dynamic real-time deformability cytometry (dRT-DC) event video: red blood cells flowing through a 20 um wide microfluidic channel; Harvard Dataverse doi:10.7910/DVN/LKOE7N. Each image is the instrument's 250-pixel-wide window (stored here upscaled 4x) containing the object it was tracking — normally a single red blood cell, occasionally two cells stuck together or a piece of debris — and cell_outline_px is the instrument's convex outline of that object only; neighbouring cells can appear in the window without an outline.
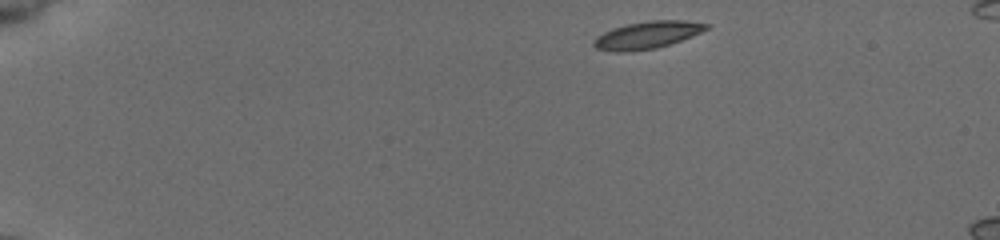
{"species": "common noctule bat (a hibernating species)", "species_latin": "Nyctalus noctula", "temperature_condition": "cold", "stored_images_in_passage": 45, "camera_frame_rate_fps": 3000, "um_per_image_px": 0.085, "animal": {"sex": "female", "body_mass_g": 19.5, "forearm_length_mm": 54.1}, "frame": {"image": 1, "passage_image": 1, "time_ms": 0.0, "image_size_px": [1000, 240], "cell_outline_px": [[712, 24], [708, 28], [700, 32], [680, 40], [656, 48], [616, 52], [596, 48], [592, 44], [592, 40], [596, 36], [612, 28], [628, 24], [648, 20], [688, 20]], "centroid_in_image_um": [55.0, 2.95], "position_along_channel_um": 30.0, "area_um2": 17.74}}
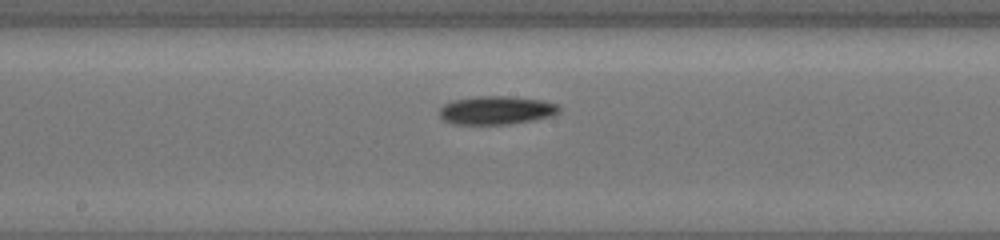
{"frame": {"image": 2, "passage_image": 22, "time_ms": 7.0, "image_size_px": [1000, 240], "cell_outline_px": [[560, 112], [548, 116], [532, 120], [508, 124], [456, 124], [444, 120], [440, 116], [440, 108], [444, 104], [452, 100], [476, 96], [504, 96], [540, 100], [556, 104], [560, 108]], "centroid_in_image_um": [42.15, 9.37], "position_along_channel_um": 206.1, "area_um2": 19.54}}
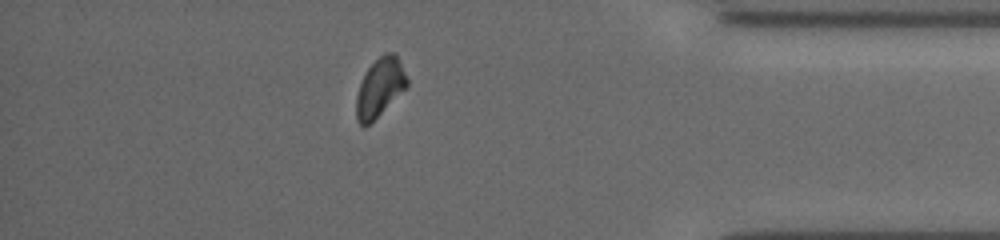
{"frame": {"image": 3, "passage_image": 39, "time_ms": 12.667, "image_size_px": [1000, 240], "cell_outline_px": [[408, 84], [364, 128], [356, 120], [356, 96], [360, 84], [368, 68], [384, 52], [396, 52], [408, 80]], "centroid_in_image_um": [32.26, 7.39], "position_along_channel_um": 402.9, "area_um2": 16.7}, "authors_computed_cell_mechanics": {"area_um2": 18.0914, "velocity_mm_per_s": 3.9023, "shape_relaxation_time_tau1_ms": 4.0297, "shape_relaxation_time_tau2_ms": null, "deformation_change_tau1": 0.1297, "deformation_change_tau2": null}}